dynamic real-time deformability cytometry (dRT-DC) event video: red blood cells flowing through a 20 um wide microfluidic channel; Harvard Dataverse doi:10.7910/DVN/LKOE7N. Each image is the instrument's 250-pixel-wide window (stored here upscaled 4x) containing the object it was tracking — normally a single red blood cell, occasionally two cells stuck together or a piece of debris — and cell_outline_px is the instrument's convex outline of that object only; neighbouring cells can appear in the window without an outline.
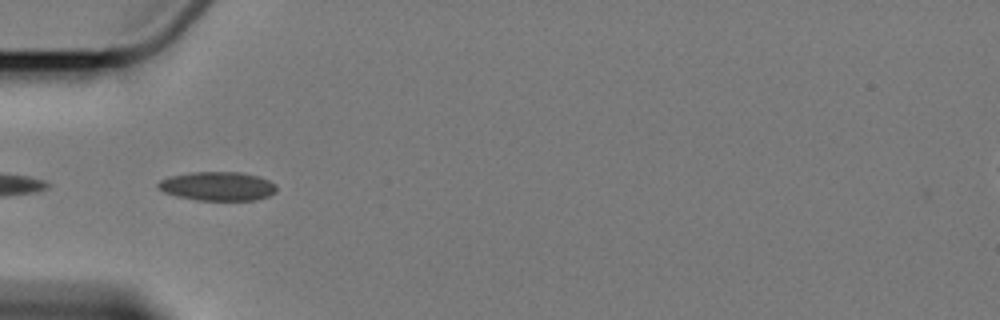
{"species": "Egyptian fruit bat (a non-hibernating species)", "species_latin": "Rousettus aegyptiacus", "temperature_condition": "cold", "stored_images_in_passage": 2, "camera_frame_rate_fps": 3000, "um_per_image_px": 0.085, "animal": {"sex": "female"}, "frame": {"image": 1, "passage_image": 1, "time_ms": 0.0, "image_size_px": [1000, 320], "cell_outline_px": [[276, 192], [268, 196], [256, 200], [200, 200], [180, 196], [164, 192], [156, 184], [160, 180], [168, 176], [192, 172], [240, 172], [260, 176], [276, 184]], "centroid_in_image_um": [18.53, 15.81], "position_along_channel_um": 66.5, "area_um2": 19.88}}
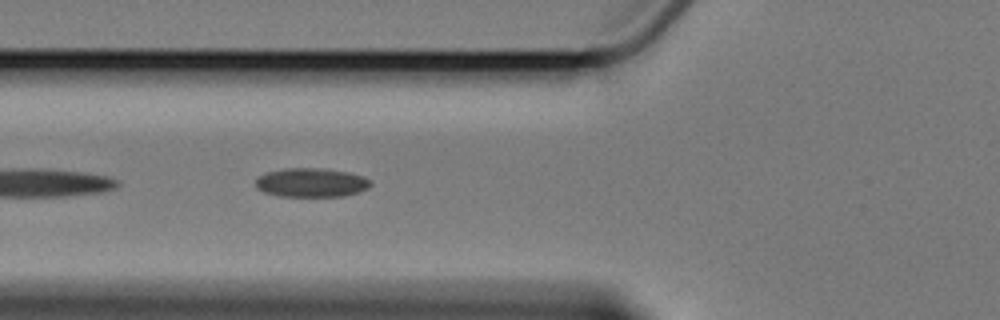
{"frame": {"image": 2, "passage_image": 2, "time_ms": 1.0, "image_size_px": [1000, 320], "cell_outline_px": [[372, 184], [368, 188], [360, 192], [344, 196], [280, 196], [264, 192], [256, 188], [256, 180], [264, 172], [284, 168], [324, 168], [348, 172], [364, 176]], "centroid_in_image_um": [26.46, 15.51], "position_along_channel_um": 99.3, "area_um2": 19.54}}